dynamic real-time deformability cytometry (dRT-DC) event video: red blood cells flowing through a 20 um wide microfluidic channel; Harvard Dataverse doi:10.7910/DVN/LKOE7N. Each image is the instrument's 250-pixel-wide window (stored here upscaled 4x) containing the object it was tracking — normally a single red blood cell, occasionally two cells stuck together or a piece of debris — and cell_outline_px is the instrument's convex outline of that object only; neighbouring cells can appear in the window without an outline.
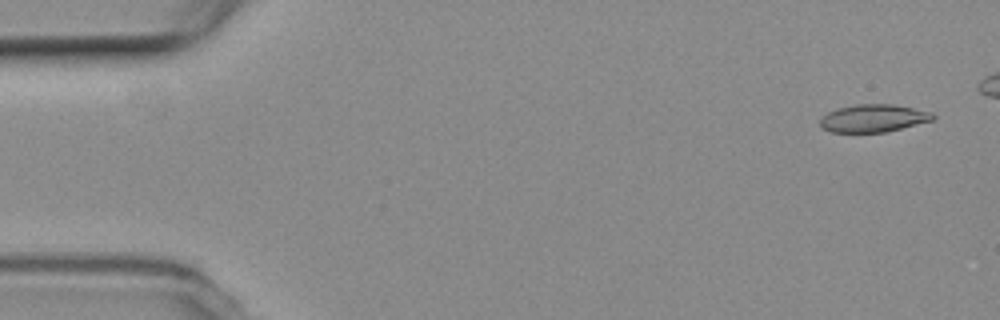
{"species": "common noctule bat (a hibernating species)", "species_latin": "Nyctalus noctula", "temperature_condition": "room temperature", "stored_images_in_passage": 5, "camera_frame_rate_fps": 3000, "um_per_image_px": 0.085, "animal": {"sex": "female", "body_mass_g": 19.3, "forearm_length_mm": 54.1}, "frame": {"image": 1, "passage_image": 1, "time_ms": 0.0, "image_size_px": [1000, 320], "cell_outline_px": [[936, 116], [932, 120], [884, 132], [832, 132], [820, 128], [820, 120], [828, 112], [840, 108], [856, 104], [892, 104], [932, 112]], "centroid_in_image_um": [74.22, 10.05], "position_along_channel_um": 10.8, "area_um2": 17.92}}